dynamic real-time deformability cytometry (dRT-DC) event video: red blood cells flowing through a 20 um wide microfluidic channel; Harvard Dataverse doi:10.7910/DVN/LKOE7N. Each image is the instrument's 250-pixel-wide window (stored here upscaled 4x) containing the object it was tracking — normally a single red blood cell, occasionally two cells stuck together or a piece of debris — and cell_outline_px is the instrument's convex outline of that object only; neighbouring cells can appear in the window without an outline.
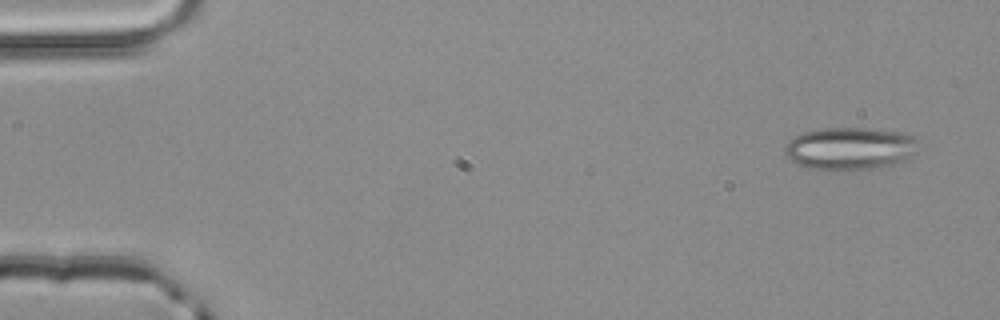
{"species": "common noctule bat (a hibernating species)", "species_latin": "Nyctalus noctula", "temperature_condition": "room temperature", "stored_images_in_passage": 2, "camera_frame_rate_fps": 3000, "um_per_image_px": 0.085, "animal": {"sex": "male", "body_mass_g": 20.4}, "frame": {"image": 1, "passage_image": 1, "time_ms": 0.0, "image_size_px": [1000, 320], "cell_outline_px": [[916, 152], [912, 156], [884, 168], [844, 172], [828, 172], [808, 168], [792, 160], [784, 152], [784, 148], [788, 140], [804, 132], [820, 128], [868, 128], [904, 132], [916, 136]], "centroid_in_image_um": [72.26, 12.65], "position_along_channel_um": 12.7, "area_um2": 34.04}}